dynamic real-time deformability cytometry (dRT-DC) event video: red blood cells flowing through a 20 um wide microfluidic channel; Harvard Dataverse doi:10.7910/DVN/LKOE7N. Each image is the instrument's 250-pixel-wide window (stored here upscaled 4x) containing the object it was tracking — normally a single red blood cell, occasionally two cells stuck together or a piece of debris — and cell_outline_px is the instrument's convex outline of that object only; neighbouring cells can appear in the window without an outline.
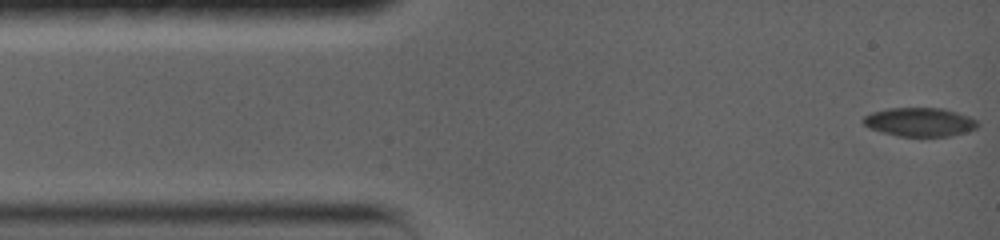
{"species": "common noctule bat (a hibernating species)", "species_latin": "Nyctalus noctula", "temperature_condition": "warm", "stored_images_in_passage": 12, "camera_frame_rate_fps": 5000, "um_per_image_px": 0.085, "animal": {"sex": "female", "body_mass_g": 19.0, "forearm_length_mm": 56.7}, "frame": {"image": 1, "passage_image": 1, "time_ms": 0.0, "image_size_px": [1000, 240], "cell_outline_px": [[980, 124], [976, 128], [964, 132], [948, 136], [900, 136], [868, 128], [860, 120], [864, 116], [872, 112], [888, 108], [944, 108], [968, 116], [976, 120]], "centroid_in_image_um": [78.15, 10.36], "position_along_channel_um": 6.9, "area_um2": 19.07}}
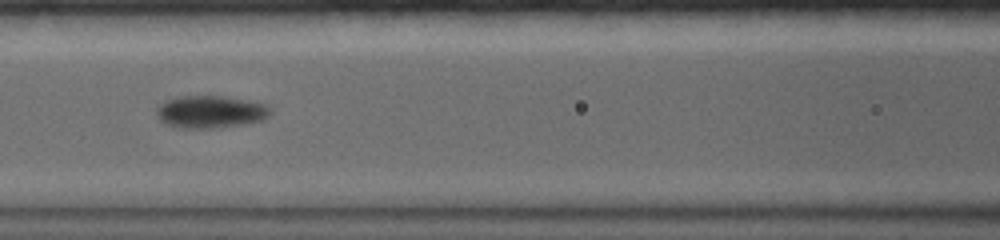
{"frame": {"image": 2, "passage_image": 7, "time_ms": 6.4, "image_size_px": [1000, 240], "cell_outline_px": [[272, 112], [268, 116], [260, 120], [244, 124], [212, 128], [180, 128], [164, 124], [160, 120], [156, 112], [156, 108], [160, 104], [168, 100], [180, 96], [224, 96], [264, 104]], "centroid_in_image_um": [17.84, 9.51], "position_along_channel_um": 148.8, "area_um2": 21.27}}
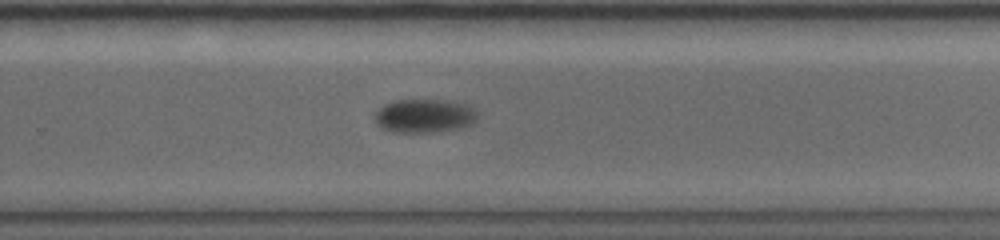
{"frame": {"image": 3, "passage_image": 12, "time_ms": 10.6, "image_size_px": [1000, 240], "cell_outline_px": [[476, 116], [468, 124], [460, 128], [432, 132], [392, 132], [380, 128], [376, 124], [376, 112], [384, 104], [396, 100], [452, 100], [468, 104], [476, 112]], "centroid_in_image_um": [36.03, 9.84], "position_along_channel_um": 293.8, "area_um2": 20.0}}